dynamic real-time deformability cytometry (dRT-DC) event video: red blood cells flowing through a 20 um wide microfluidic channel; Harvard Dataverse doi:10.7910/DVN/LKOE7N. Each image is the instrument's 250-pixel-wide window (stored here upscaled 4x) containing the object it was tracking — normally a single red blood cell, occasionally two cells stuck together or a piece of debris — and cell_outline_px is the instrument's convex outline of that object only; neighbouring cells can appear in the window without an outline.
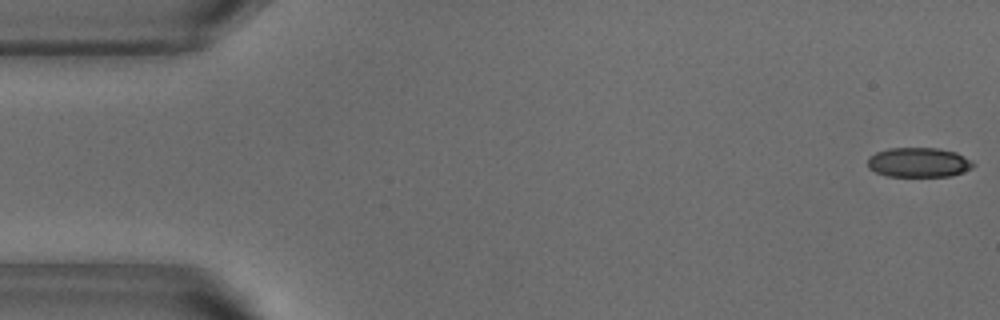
{"species": "common noctule bat (a hibernating species)", "species_latin": "Nyctalus noctula", "temperature_condition": "warm", "stored_images_in_passage": 52, "camera_frame_rate_fps": 3000, "um_per_image_px": 0.085, "animal": {"sex": "male", "body_mass_g": 18.8}, "frame": {"image": 1, "passage_image": 1, "time_ms": 0.0, "image_size_px": [1000, 320], "cell_outline_px": [[976, 164], [972, 168], [964, 172], [952, 176], [888, 176], [876, 172], [868, 168], [868, 156], [876, 152], [888, 148], [940, 148], [956, 152], [972, 160]], "centroid_in_image_um": [78.11, 13.8], "position_along_channel_um": 6.9, "area_um2": 18.44}}
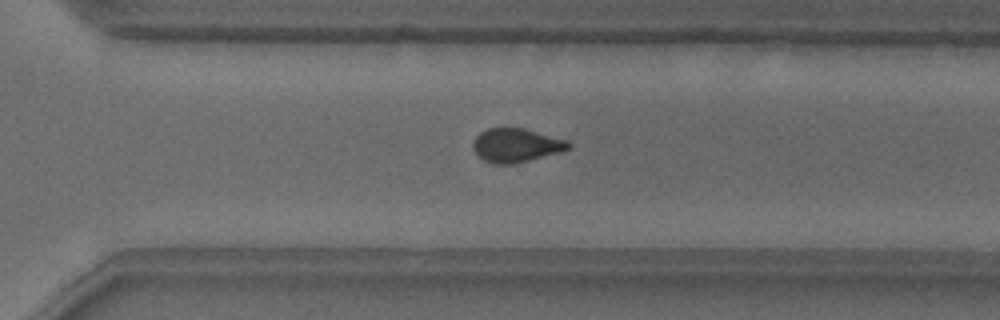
{"frame": {"image": 2, "passage_image": 36, "time_ms": 11.667, "image_size_px": [1000, 320], "cell_outline_px": [[572, 144], [568, 148], [560, 152], [516, 164], [492, 164], [484, 160], [472, 148], [472, 144], [476, 136], [480, 132], [488, 128], [524, 128], [568, 140]], "centroid_in_image_um": [43.87, 12.35], "position_along_channel_um": 326.7, "area_um2": 18.84}}
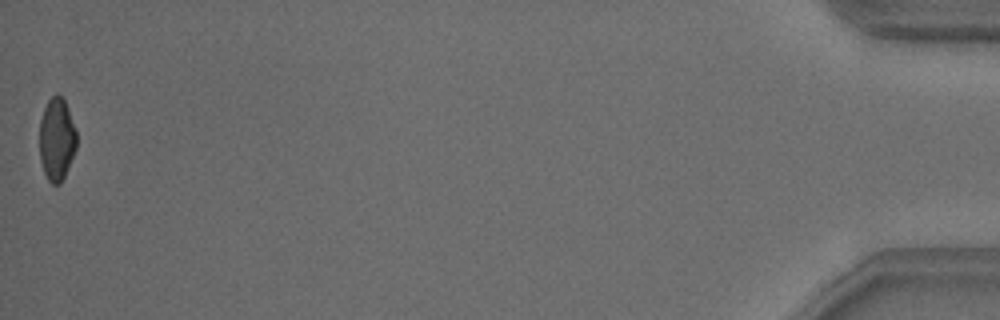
{"frame": {"image": 3, "passage_image": 52, "time_ms": 17.0, "image_size_px": [1000, 320], "cell_outline_px": [[76, 148], [64, 176], [60, 184], [52, 184], [48, 180], [44, 172], [40, 160], [40, 120], [44, 108], [48, 100], [56, 92], [64, 100], [68, 108], [76, 132]], "centroid_in_image_um": [4.81, 11.83], "position_along_channel_um": 430.4, "area_um2": 17.69}, "authors_computed_cell_mechanics": {"area_um2": 19.2763, "velocity_mm_per_s": 3.8285, "shape_relaxation_time_tau1_ms": 6.9915, "shape_relaxation_time_tau2_ms": 1.4117, "deformation_change_tau1": 0.1611, "deformation_change_tau2": 0.0833}}